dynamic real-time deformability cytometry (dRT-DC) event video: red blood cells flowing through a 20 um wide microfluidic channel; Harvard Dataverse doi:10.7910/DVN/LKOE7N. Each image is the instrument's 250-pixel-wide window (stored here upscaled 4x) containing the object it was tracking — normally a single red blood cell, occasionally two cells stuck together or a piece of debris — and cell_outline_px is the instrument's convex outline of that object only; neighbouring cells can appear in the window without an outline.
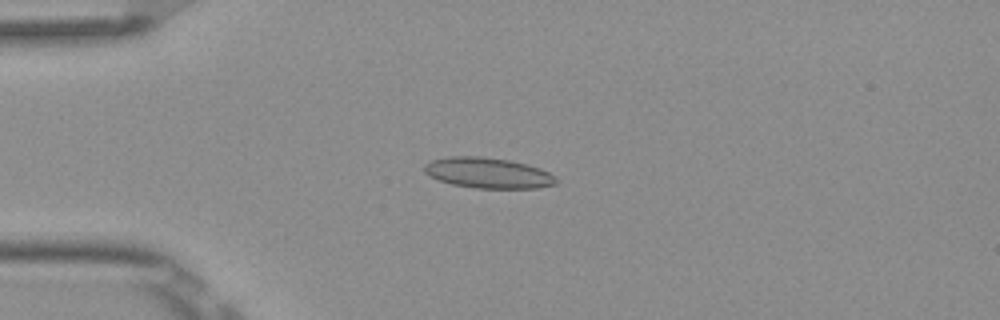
{"species": "Egyptian fruit bat (a non-hibernating species)", "species_latin": "Rousettus aegyptiacus", "temperature_condition": "room temperature", "stored_images_in_passage": 5, "camera_frame_rate_fps": 3000, "um_per_image_px": 0.085, "frame": {"image": 1, "passage_image": 3, "time_ms": 0.667, "image_size_px": [1000, 320], "cell_outline_px": [[556, 184], [540, 188], [476, 188], [452, 184], [440, 180], [424, 172], [424, 164], [432, 160], [448, 156], [480, 156], [508, 160], [528, 164], [540, 168], [556, 176]], "centroid_in_image_um": [41.5, 14.69], "position_along_channel_um": 43.5, "area_um2": 23.47}}
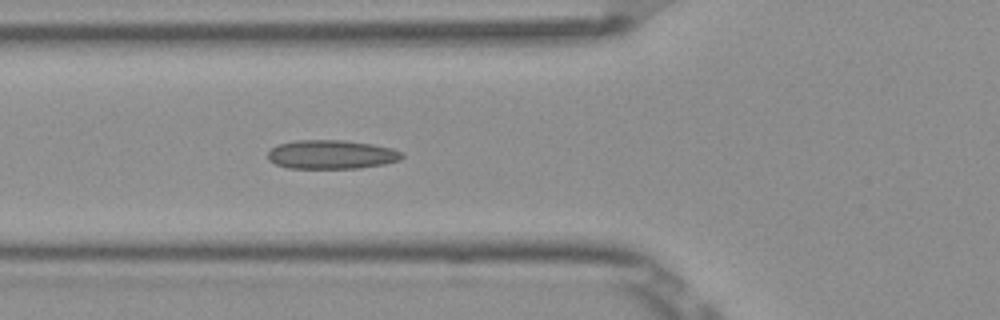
{"frame": {"image": 2, "passage_image": 5, "time_ms": 1.333, "image_size_px": [1000, 320], "cell_outline_px": [[404, 156], [400, 160], [384, 164], [360, 168], [288, 168], [276, 164], [268, 160], [268, 152], [276, 144], [296, 140], [344, 140], [372, 144], [392, 148], [404, 152]], "centroid_in_image_um": [28.18, 13.13], "position_along_channel_um": 97.6, "area_um2": 22.77}}